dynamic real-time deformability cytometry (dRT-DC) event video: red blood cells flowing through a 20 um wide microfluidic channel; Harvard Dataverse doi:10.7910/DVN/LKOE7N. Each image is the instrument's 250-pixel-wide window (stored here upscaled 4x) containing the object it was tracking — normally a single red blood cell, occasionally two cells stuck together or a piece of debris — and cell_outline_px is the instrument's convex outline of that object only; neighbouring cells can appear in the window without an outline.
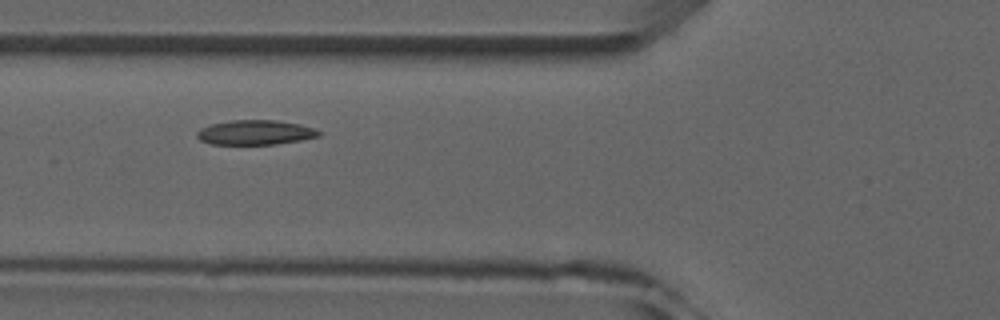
{"species": "common noctule bat (a hibernating species)", "species_latin": "Nyctalus noctula", "temperature_condition": "room temperature", "stored_images_in_passage": 8, "camera_frame_rate_fps": 3000, "um_per_image_px": 0.085, "animal": {"sex": "male", "forearm_length_mm": 52.5}, "frame": {"image": 1, "passage_image": 5, "time_ms": 6.333, "image_size_px": [1000, 320], "cell_outline_px": [[320, 136], [300, 140], [276, 144], [212, 144], [200, 140], [196, 136], [196, 132], [200, 128], [212, 124], [232, 120], [276, 120], [300, 124], [312, 128], [320, 132]], "centroid_in_image_um": [21.67, 11.26], "position_along_channel_um": 104.1, "area_um2": 17.4}}
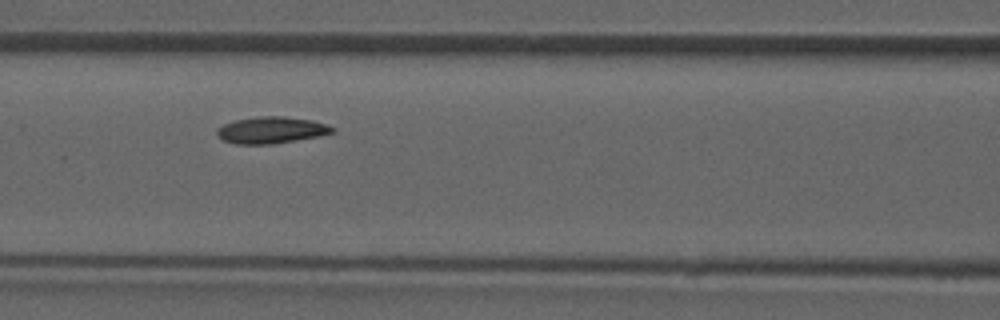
{"frame": {"image": 2, "passage_image": 6, "time_ms": 7.333, "image_size_px": [1000, 320], "cell_outline_px": [[336, 132], [320, 136], [272, 144], [236, 144], [224, 140], [216, 136], [216, 128], [224, 124], [236, 120], [260, 116], [284, 116], [312, 120], [328, 124], [336, 128]], "centroid_in_image_um": [23.09, 11.05], "position_along_channel_um": 143.5, "area_um2": 18.09}}